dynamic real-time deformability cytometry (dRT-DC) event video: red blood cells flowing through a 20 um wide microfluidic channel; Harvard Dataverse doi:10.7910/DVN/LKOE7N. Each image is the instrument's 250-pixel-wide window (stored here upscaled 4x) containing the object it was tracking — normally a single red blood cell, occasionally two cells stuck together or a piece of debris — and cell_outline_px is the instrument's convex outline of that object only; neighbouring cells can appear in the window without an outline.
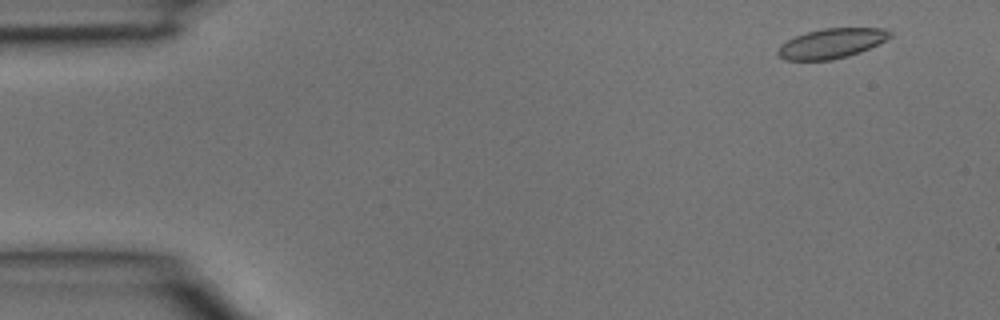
{"species": "common noctule bat (a hibernating species)", "species_latin": "Nyctalus noctula", "temperature_condition": "room temperature", "stored_images_in_passage": 40, "camera_frame_rate_fps": 3000, "um_per_image_px": 0.085, "animal": {"sex": "male", "body_mass_g": 15.6}, "frame": {"image": 1, "passage_image": 3, "time_ms": 0.667, "image_size_px": [1000, 320], "cell_outline_px": [[892, 36], [860, 52], [848, 56], [832, 60], [784, 60], [776, 52], [780, 44], [796, 36], [808, 32], [824, 28], [884, 28], [892, 32]], "centroid_in_image_um": [70.66, 3.69], "position_along_channel_um": 14.3, "area_um2": 19.31}}
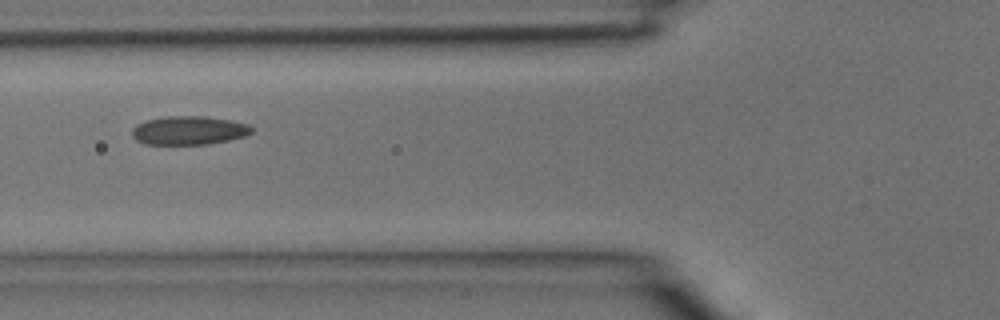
{"frame": {"image": 2, "passage_image": 15, "time_ms": 4.667, "image_size_px": [1000, 320], "cell_outline_px": [[252, 132], [244, 136], [228, 140], [208, 144], [144, 144], [136, 140], [132, 136], [132, 128], [136, 124], [144, 120], [164, 116], [208, 116], [232, 120], [248, 124], [252, 128]], "centroid_in_image_um": [16.02, 11.07], "position_along_channel_um": 109.8, "area_um2": 20.17}}
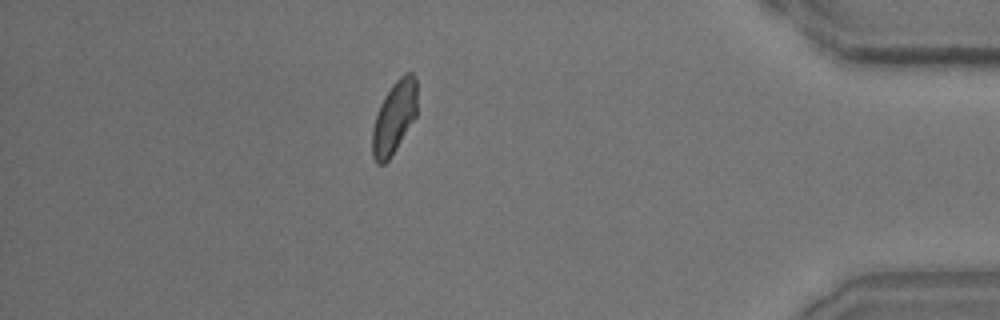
{"frame": {"image": 3, "passage_image": 35, "time_ms": 11.333, "image_size_px": [1000, 320], "cell_outline_px": [[416, 116], [396, 148], [388, 160], [384, 164], [376, 164], [372, 156], [372, 128], [380, 104], [384, 96], [392, 84], [404, 72], [412, 72], [416, 80]], "centroid_in_image_um": [33.49, 9.97], "position_along_channel_um": 401.7, "area_um2": 18.84}}